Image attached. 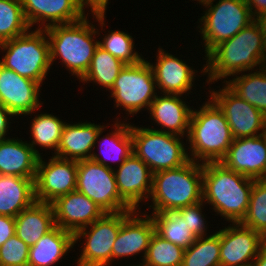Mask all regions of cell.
I'll return each mask as SVG.
<instances>
[{"mask_svg":"<svg viewBox=\"0 0 266 266\" xmlns=\"http://www.w3.org/2000/svg\"><path fill=\"white\" fill-rule=\"evenodd\" d=\"M140 211L138 209L123 211V223L112 247L111 263L115 258H128L141 252L143 255L140 257H143L141 259L143 262L155 233V225L150 214Z\"/></svg>","mask_w":266,"mask_h":266,"instance_id":"9a60e30c","label":"cell"},{"mask_svg":"<svg viewBox=\"0 0 266 266\" xmlns=\"http://www.w3.org/2000/svg\"><path fill=\"white\" fill-rule=\"evenodd\" d=\"M21 5L31 29L35 24H40L37 29H46L74 23L86 16L77 0H21Z\"/></svg>","mask_w":266,"mask_h":266,"instance_id":"d6986e66","label":"cell"},{"mask_svg":"<svg viewBox=\"0 0 266 266\" xmlns=\"http://www.w3.org/2000/svg\"><path fill=\"white\" fill-rule=\"evenodd\" d=\"M33 30L0 43L1 52L6 53L0 64L42 86L51 68L50 43L45 29Z\"/></svg>","mask_w":266,"mask_h":266,"instance_id":"8992f818","label":"cell"},{"mask_svg":"<svg viewBox=\"0 0 266 266\" xmlns=\"http://www.w3.org/2000/svg\"><path fill=\"white\" fill-rule=\"evenodd\" d=\"M126 64L98 46L94 52L86 74L79 80L84 83L94 82L110 91L116 78Z\"/></svg>","mask_w":266,"mask_h":266,"instance_id":"4dcf8cb0","label":"cell"},{"mask_svg":"<svg viewBox=\"0 0 266 266\" xmlns=\"http://www.w3.org/2000/svg\"><path fill=\"white\" fill-rule=\"evenodd\" d=\"M156 91L153 70L145 58L137 64L125 65L109 92L116 108L122 107L125 114L134 116L142 109L149 110L157 95Z\"/></svg>","mask_w":266,"mask_h":266,"instance_id":"9c48e42d","label":"cell"},{"mask_svg":"<svg viewBox=\"0 0 266 266\" xmlns=\"http://www.w3.org/2000/svg\"><path fill=\"white\" fill-rule=\"evenodd\" d=\"M263 240H264V247L266 248V234L265 236H263Z\"/></svg>","mask_w":266,"mask_h":266,"instance_id":"c3c4849f","label":"cell"},{"mask_svg":"<svg viewBox=\"0 0 266 266\" xmlns=\"http://www.w3.org/2000/svg\"><path fill=\"white\" fill-rule=\"evenodd\" d=\"M74 234L55 226L29 249L28 266H52L74 248Z\"/></svg>","mask_w":266,"mask_h":266,"instance_id":"4316f807","label":"cell"},{"mask_svg":"<svg viewBox=\"0 0 266 266\" xmlns=\"http://www.w3.org/2000/svg\"><path fill=\"white\" fill-rule=\"evenodd\" d=\"M255 20L258 22V24L261 27L262 34L264 36V40L266 43V12L259 15L257 18H255Z\"/></svg>","mask_w":266,"mask_h":266,"instance_id":"f6af8a7d","label":"cell"},{"mask_svg":"<svg viewBox=\"0 0 266 266\" xmlns=\"http://www.w3.org/2000/svg\"><path fill=\"white\" fill-rule=\"evenodd\" d=\"M40 88L38 82L22 77L0 64V104L15 117L31 116L40 108Z\"/></svg>","mask_w":266,"mask_h":266,"instance_id":"2e32d148","label":"cell"},{"mask_svg":"<svg viewBox=\"0 0 266 266\" xmlns=\"http://www.w3.org/2000/svg\"><path fill=\"white\" fill-rule=\"evenodd\" d=\"M220 162L254 180L266 179V133L234 139Z\"/></svg>","mask_w":266,"mask_h":266,"instance_id":"e0dca14e","label":"cell"},{"mask_svg":"<svg viewBox=\"0 0 266 266\" xmlns=\"http://www.w3.org/2000/svg\"><path fill=\"white\" fill-rule=\"evenodd\" d=\"M163 95V96H162ZM156 95L149 107V116L165 133H170L186 138L189 133L192 108L184 102L181 95L162 94ZM181 98V99H180Z\"/></svg>","mask_w":266,"mask_h":266,"instance_id":"603a6c76","label":"cell"},{"mask_svg":"<svg viewBox=\"0 0 266 266\" xmlns=\"http://www.w3.org/2000/svg\"><path fill=\"white\" fill-rule=\"evenodd\" d=\"M103 36L104 38L98 41V46L108 51L124 64L133 65L144 59L142 54L140 56L138 51L136 52L133 37L129 33L120 30H111V32L108 31Z\"/></svg>","mask_w":266,"mask_h":266,"instance_id":"d590c367","label":"cell"},{"mask_svg":"<svg viewBox=\"0 0 266 266\" xmlns=\"http://www.w3.org/2000/svg\"><path fill=\"white\" fill-rule=\"evenodd\" d=\"M193 1H197V3L199 1V4L205 5V4H207V3L211 2V1H215V0H193Z\"/></svg>","mask_w":266,"mask_h":266,"instance_id":"bcb514c9","label":"cell"},{"mask_svg":"<svg viewBox=\"0 0 266 266\" xmlns=\"http://www.w3.org/2000/svg\"><path fill=\"white\" fill-rule=\"evenodd\" d=\"M158 49L156 64L149 62L157 88L161 90L158 93L181 96L186 93L189 95L191 90H193L195 74L198 71L190 67V65L188 66L186 61L178 59V57L160 47Z\"/></svg>","mask_w":266,"mask_h":266,"instance_id":"ffe728a7","label":"cell"},{"mask_svg":"<svg viewBox=\"0 0 266 266\" xmlns=\"http://www.w3.org/2000/svg\"><path fill=\"white\" fill-rule=\"evenodd\" d=\"M30 247L16 234L0 247V266H28Z\"/></svg>","mask_w":266,"mask_h":266,"instance_id":"74e56055","label":"cell"},{"mask_svg":"<svg viewBox=\"0 0 266 266\" xmlns=\"http://www.w3.org/2000/svg\"><path fill=\"white\" fill-rule=\"evenodd\" d=\"M205 57L206 64L201 73L208 74V84L253 71L257 66H266V43L260 25L256 20L252 21L235 36L211 49Z\"/></svg>","mask_w":266,"mask_h":266,"instance_id":"6da1fadb","label":"cell"},{"mask_svg":"<svg viewBox=\"0 0 266 266\" xmlns=\"http://www.w3.org/2000/svg\"><path fill=\"white\" fill-rule=\"evenodd\" d=\"M39 156L21 138L0 139V175L36 178Z\"/></svg>","mask_w":266,"mask_h":266,"instance_id":"cb8c5ba5","label":"cell"},{"mask_svg":"<svg viewBox=\"0 0 266 266\" xmlns=\"http://www.w3.org/2000/svg\"><path fill=\"white\" fill-rule=\"evenodd\" d=\"M150 215L155 225V232L165 240L184 249L190 247L196 240L190 232L186 220L177 211Z\"/></svg>","mask_w":266,"mask_h":266,"instance_id":"1f68e13d","label":"cell"},{"mask_svg":"<svg viewBox=\"0 0 266 266\" xmlns=\"http://www.w3.org/2000/svg\"><path fill=\"white\" fill-rule=\"evenodd\" d=\"M34 116L30 126L32 140L28 144L39 157H41L42 153H39L38 149H36L37 145L45 150L48 148L53 150V155H56L61 141L62 130L66 122L49 113H41Z\"/></svg>","mask_w":266,"mask_h":266,"instance_id":"f546056e","label":"cell"},{"mask_svg":"<svg viewBox=\"0 0 266 266\" xmlns=\"http://www.w3.org/2000/svg\"><path fill=\"white\" fill-rule=\"evenodd\" d=\"M205 103V104H204ZM199 109H192L189 133V159L198 163L220 162L234 138L223 111L209 98ZM191 156V157H190Z\"/></svg>","mask_w":266,"mask_h":266,"instance_id":"3957f363","label":"cell"},{"mask_svg":"<svg viewBox=\"0 0 266 266\" xmlns=\"http://www.w3.org/2000/svg\"><path fill=\"white\" fill-rule=\"evenodd\" d=\"M249 72H244V75L241 73L240 76L236 74L233 79L222 83L266 116V66Z\"/></svg>","mask_w":266,"mask_h":266,"instance_id":"f1b7e54d","label":"cell"},{"mask_svg":"<svg viewBox=\"0 0 266 266\" xmlns=\"http://www.w3.org/2000/svg\"><path fill=\"white\" fill-rule=\"evenodd\" d=\"M76 190L105 213L133 210L119 195L113 168L91 159L78 161Z\"/></svg>","mask_w":266,"mask_h":266,"instance_id":"30bf717a","label":"cell"},{"mask_svg":"<svg viewBox=\"0 0 266 266\" xmlns=\"http://www.w3.org/2000/svg\"><path fill=\"white\" fill-rule=\"evenodd\" d=\"M39 157L35 178V198L37 202L52 203L77 186L78 161L53 156L48 162Z\"/></svg>","mask_w":266,"mask_h":266,"instance_id":"4fadbf2b","label":"cell"},{"mask_svg":"<svg viewBox=\"0 0 266 266\" xmlns=\"http://www.w3.org/2000/svg\"><path fill=\"white\" fill-rule=\"evenodd\" d=\"M29 29L21 0H0V43L18 37Z\"/></svg>","mask_w":266,"mask_h":266,"instance_id":"836d02e7","label":"cell"},{"mask_svg":"<svg viewBox=\"0 0 266 266\" xmlns=\"http://www.w3.org/2000/svg\"><path fill=\"white\" fill-rule=\"evenodd\" d=\"M262 236L266 234V179L254 180L246 216L240 222Z\"/></svg>","mask_w":266,"mask_h":266,"instance_id":"8d00e7d4","label":"cell"},{"mask_svg":"<svg viewBox=\"0 0 266 266\" xmlns=\"http://www.w3.org/2000/svg\"><path fill=\"white\" fill-rule=\"evenodd\" d=\"M15 217L0 215V247L15 234Z\"/></svg>","mask_w":266,"mask_h":266,"instance_id":"60d3db41","label":"cell"},{"mask_svg":"<svg viewBox=\"0 0 266 266\" xmlns=\"http://www.w3.org/2000/svg\"><path fill=\"white\" fill-rule=\"evenodd\" d=\"M79 5L84 9L85 8H91V13L93 18L96 19V22H98L101 26V28L105 27V14L106 9L109 4V0H77ZM89 6V7H88Z\"/></svg>","mask_w":266,"mask_h":266,"instance_id":"ab89813d","label":"cell"},{"mask_svg":"<svg viewBox=\"0 0 266 266\" xmlns=\"http://www.w3.org/2000/svg\"><path fill=\"white\" fill-rule=\"evenodd\" d=\"M35 202V178L0 175V215L16 217Z\"/></svg>","mask_w":266,"mask_h":266,"instance_id":"d4e9b609","label":"cell"},{"mask_svg":"<svg viewBox=\"0 0 266 266\" xmlns=\"http://www.w3.org/2000/svg\"><path fill=\"white\" fill-rule=\"evenodd\" d=\"M254 179L221 162L203 164V202L226 221L239 223L246 216Z\"/></svg>","mask_w":266,"mask_h":266,"instance_id":"7a4b0ae2","label":"cell"},{"mask_svg":"<svg viewBox=\"0 0 266 266\" xmlns=\"http://www.w3.org/2000/svg\"><path fill=\"white\" fill-rule=\"evenodd\" d=\"M131 135L133 153L152 173L181 167L190 160L187 146L181 141L184 137L134 124L131 125Z\"/></svg>","mask_w":266,"mask_h":266,"instance_id":"52a82bcc","label":"cell"},{"mask_svg":"<svg viewBox=\"0 0 266 266\" xmlns=\"http://www.w3.org/2000/svg\"><path fill=\"white\" fill-rule=\"evenodd\" d=\"M152 213L173 212L203 201V164L189 160L181 167L153 173Z\"/></svg>","mask_w":266,"mask_h":266,"instance_id":"277c9868","label":"cell"},{"mask_svg":"<svg viewBox=\"0 0 266 266\" xmlns=\"http://www.w3.org/2000/svg\"><path fill=\"white\" fill-rule=\"evenodd\" d=\"M15 117L7 108L0 104V139H6L10 128V118Z\"/></svg>","mask_w":266,"mask_h":266,"instance_id":"b9f144b4","label":"cell"},{"mask_svg":"<svg viewBox=\"0 0 266 266\" xmlns=\"http://www.w3.org/2000/svg\"><path fill=\"white\" fill-rule=\"evenodd\" d=\"M205 206L203 201L189 205L187 207L177 210V212L186 220L190 232L195 238L207 236V224L203 214L202 208Z\"/></svg>","mask_w":266,"mask_h":266,"instance_id":"f35d334b","label":"cell"},{"mask_svg":"<svg viewBox=\"0 0 266 266\" xmlns=\"http://www.w3.org/2000/svg\"><path fill=\"white\" fill-rule=\"evenodd\" d=\"M51 204L55 225L73 234L89 226L105 213L91 199L77 190L58 197Z\"/></svg>","mask_w":266,"mask_h":266,"instance_id":"44dd1931","label":"cell"},{"mask_svg":"<svg viewBox=\"0 0 266 266\" xmlns=\"http://www.w3.org/2000/svg\"><path fill=\"white\" fill-rule=\"evenodd\" d=\"M251 266H266V248L263 247L257 257L254 259Z\"/></svg>","mask_w":266,"mask_h":266,"instance_id":"ee69618b","label":"cell"},{"mask_svg":"<svg viewBox=\"0 0 266 266\" xmlns=\"http://www.w3.org/2000/svg\"><path fill=\"white\" fill-rule=\"evenodd\" d=\"M123 223V211L104 213L92 224L74 234V244L84 238L77 266H109L112 247ZM77 241V242H76Z\"/></svg>","mask_w":266,"mask_h":266,"instance_id":"8fae6325","label":"cell"},{"mask_svg":"<svg viewBox=\"0 0 266 266\" xmlns=\"http://www.w3.org/2000/svg\"><path fill=\"white\" fill-rule=\"evenodd\" d=\"M116 167L113 170L120 197L133 210H139V203L148 201L151 195L153 173L134 153Z\"/></svg>","mask_w":266,"mask_h":266,"instance_id":"ac0fdd59","label":"cell"},{"mask_svg":"<svg viewBox=\"0 0 266 266\" xmlns=\"http://www.w3.org/2000/svg\"><path fill=\"white\" fill-rule=\"evenodd\" d=\"M51 203L35 202L15 217V234L29 247L55 227Z\"/></svg>","mask_w":266,"mask_h":266,"instance_id":"484cf974","label":"cell"},{"mask_svg":"<svg viewBox=\"0 0 266 266\" xmlns=\"http://www.w3.org/2000/svg\"><path fill=\"white\" fill-rule=\"evenodd\" d=\"M88 15L74 23L53 25L45 29L50 43L51 65L57 57L61 58V64L79 80L90 66L98 47L99 40L95 38L100 36L95 25L89 23Z\"/></svg>","mask_w":266,"mask_h":266,"instance_id":"5b68a950","label":"cell"},{"mask_svg":"<svg viewBox=\"0 0 266 266\" xmlns=\"http://www.w3.org/2000/svg\"><path fill=\"white\" fill-rule=\"evenodd\" d=\"M185 249L153 234L143 262L149 266H181Z\"/></svg>","mask_w":266,"mask_h":266,"instance_id":"e575fe53","label":"cell"},{"mask_svg":"<svg viewBox=\"0 0 266 266\" xmlns=\"http://www.w3.org/2000/svg\"><path fill=\"white\" fill-rule=\"evenodd\" d=\"M106 127L108 126L91 122L74 124L66 122L55 156L74 161L90 159L92 151Z\"/></svg>","mask_w":266,"mask_h":266,"instance_id":"7402d4cb","label":"cell"},{"mask_svg":"<svg viewBox=\"0 0 266 266\" xmlns=\"http://www.w3.org/2000/svg\"><path fill=\"white\" fill-rule=\"evenodd\" d=\"M213 2L203 5L206 10L198 19L205 55L255 20L245 0H219L215 5Z\"/></svg>","mask_w":266,"mask_h":266,"instance_id":"ba28073f","label":"cell"},{"mask_svg":"<svg viewBox=\"0 0 266 266\" xmlns=\"http://www.w3.org/2000/svg\"><path fill=\"white\" fill-rule=\"evenodd\" d=\"M254 18L266 12V0H245Z\"/></svg>","mask_w":266,"mask_h":266,"instance_id":"7bdbcfd3","label":"cell"},{"mask_svg":"<svg viewBox=\"0 0 266 266\" xmlns=\"http://www.w3.org/2000/svg\"><path fill=\"white\" fill-rule=\"evenodd\" d=\"M114 122V131L103 135L100 148V156L96 152H92L90 157L91 160L100 163L109 168H114L111 166L113 163H118L121 166L125 159L128 158L133 153V138L131 135V124L123 121H119L118 118ZM125 122V123H124ZM103 149V150H102ZM103 155V156H102ZM109 160V161H107ZM112 160V161H110ZM120 160V161H119ZM111 162V164H110Z\"/></svg>","mask_w":266,"mask_h":266,"instance_id":"83f0119b","label":"cell"},{"mask_svg":"<svg viewBox=\"0 0 266 266\" xmlns=\"http://www.w3.org/2000/svg\"><path fill=\"white\" fill-rule=\"evenodd\" d=\"M209 92V97L223 111L234 139L265 134L266 116L239 97L227 85H223L218 91Z\"/></svg>","mask_w":266,"mask_h":266,"instance_id":"7c38bea8","label":"cell"},{"mask_svg":"<svg viewBox=\"0 0 266 266\" xmlns=\"http://www.w3.org/2000/svg\"><path fill=\"white\" fill-rule=\"evenodd\" d=\"M181 266H220V230L196 238L185 249Z\"/></svg>","mask_w":266,"mask_h":266,"instance_id":"d6a6232c","label":"cell"},{"mask_svg":"<svg viewBox=\"0 0 266 266\" xmlns=\"http://www.w3.org/2000/svg\"><path fill=\"white\" fill-rule=\"evenodd\" d=\"M128 266V265H127ZM132 266V265H131ZM133 266H149L147 264H145L144 262L140 263L139 265H133Z\"/></svg>","mask_w":266,"mask_h":266,"instance_id":"7dc6e473","label":"cell"},{"mask_svg":"<svg viewBox=\"0 0 266 266\" xmlns=\"http://www.w3.org/2000/svg\"><path fill=\"white\" fill-rule=\"evenodd\" d=\"M264 247L263 236L239 223L220 229V266H251Z\"/></svg>","mask_w":266,"mask_h":266,"instance_id":"5bb4252c","label":"cell"}]
</instances>
